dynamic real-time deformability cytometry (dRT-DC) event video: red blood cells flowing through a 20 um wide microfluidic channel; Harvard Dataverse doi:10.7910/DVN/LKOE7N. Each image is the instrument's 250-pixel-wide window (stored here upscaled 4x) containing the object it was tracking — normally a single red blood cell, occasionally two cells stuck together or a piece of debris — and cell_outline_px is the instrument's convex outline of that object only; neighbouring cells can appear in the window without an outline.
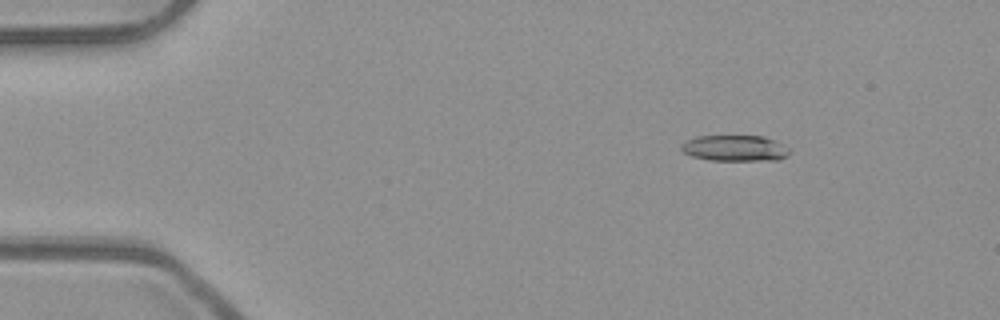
{"species": "common noctule bat (a hibernating species)", "species_latin": "Nyctalus noctula", "temperature_condition": "room temperature", "stored_images_in_passage": 53, "camera_frame_rate_fps": 3000, "um_per_image_px": 0.085, "animal": {"sex": "male", "body_mass_g": 23.1, "forearm_length_mm": 52.7}, "frame": {"image": 1, "passage_image": 8, "time_ms": 2.333, "image_size_px": [1000, 320], "cell_outline_px": [[792, 152], [788, 156], [780, 160], [708, 160], [692, 156], [684, 152], [680, 148], [680, 144], [696, 136], [764, 136], [788, 148]], "centroid_in_image_um": [62.47, 12.6], "position_along_channel_um": 22.5, "area_um2": 16.36}}
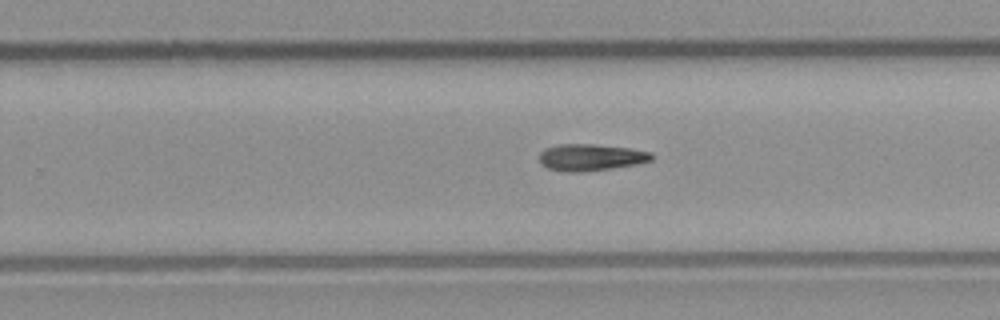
{"frame": {"image": 2, "passage_image": 34, "time_ms": 11.0, "image_size_px": [1000, 320], "cell_outline_px": [[652, 160], [636, 164], [612, 168], [580, 172], [568, 172], [548, 168], [540, 164], [540, 152], [544, 148], [560, 144], [592, 144], [628, 148], [652, 152]], "centroid_in_image_um": [50.19, 13.37], "position_along_channel_um": 279.6, "area_um2": 17.4}}
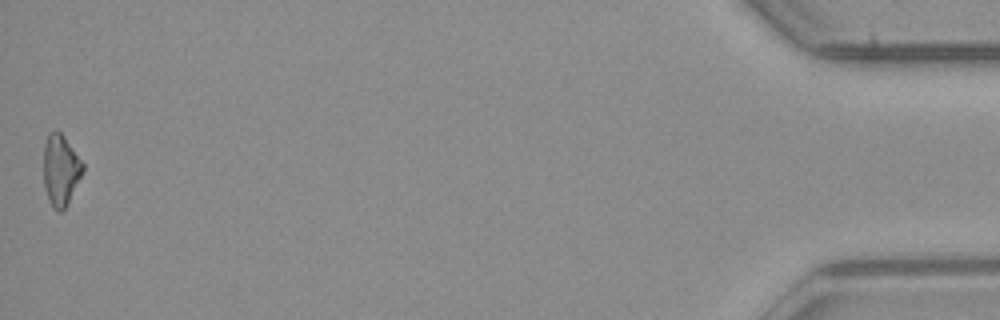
{"frame": {"image": 3, "passage_image": 53, "time_ms": 17.333, "image_size_px": [1000, 320], "cell_outline_px": [[84, 168], [68, 204], [60, 212], [56, 212], [52, 208], [48, 200], [44, 184], [44, 144], [48, 132], [56, 128], [64, 136], [84, 164]], "centroid_in_image_um": [5.14, 14.44], "position_along_channel_um": 430.1, "area_um2": 16.36}, "authors_computed_cell_mechanics": {"area_um2": 16.8198, "velocity_mm_per_s": 3.9536, "shape_relaxation_time_tau1_ms": 7.6607, "shape_relaxation_time_tau2_ms": null, "deformation_change_tau1": 0.1821, "deformation_change_tau2": null}}